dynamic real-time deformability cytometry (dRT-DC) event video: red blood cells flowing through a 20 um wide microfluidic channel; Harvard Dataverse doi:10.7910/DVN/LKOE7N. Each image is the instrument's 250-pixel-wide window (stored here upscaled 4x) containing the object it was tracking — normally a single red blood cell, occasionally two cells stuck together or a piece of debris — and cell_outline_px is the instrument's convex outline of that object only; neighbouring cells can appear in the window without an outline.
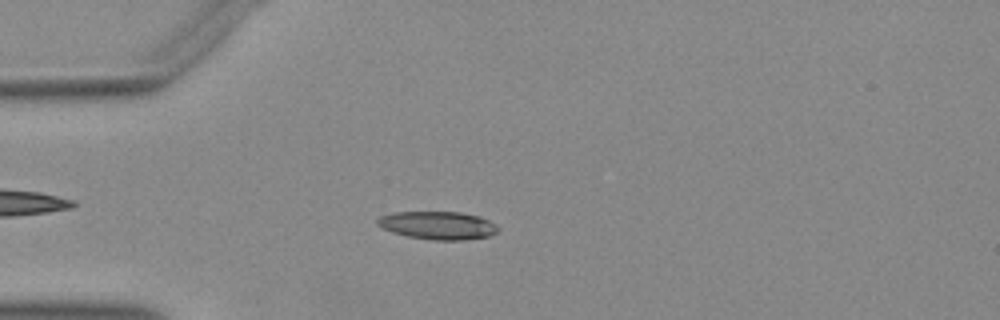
{"species": "Egyptian fruit bat (a non-hibernating species)", "species_latin": "Rousettus aegyptiacus", "temperature_condition": "warm", "stored_images_in_passage": 45, "camera_frame_rate_fps": 3000, "um_per_image_px": 0.085, "animal": {"sex": "female"}, "frame": {"image": 1, "passage_image": 7, "time_ms": 2.0, "image_size_px": [1000, 320], "cell_outline_px": [[500, 228], [496, 232], [488, 236], [464, 240], [432, 240], [408, 236], [392, 232], [376, 224], [376, 220], [380, 216], [392, 212], [460, 212], [480, 216], [496, 224]], "centroid_in_image_um": [37.22, 19.15], "position_along_channel_um": 47.8, "area_um2": 19.71}}
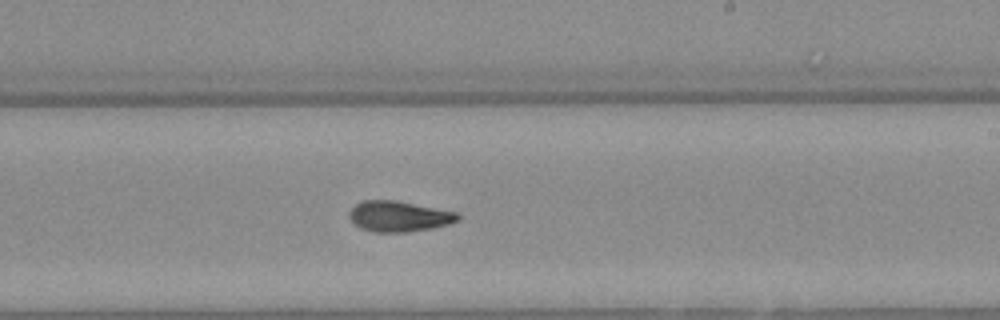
{"frame": {"image": 2, "passage_image": 24, "time_ms": 7.667, "image_size_px": [1000, 320], "cell_outline_px": [[460, 220], [448, 224], [432, 228], [408, 232], [372, 232], [360, 228], [352, 224], [348, 216], [348, 212], [356, 204], [364, 200], [396, 200], [456, 212], [460, 216]], "centroid_in_image_um": [33.86, 18.39], "position_along_channel_um": 255.1, "area_um2": 19.54}}
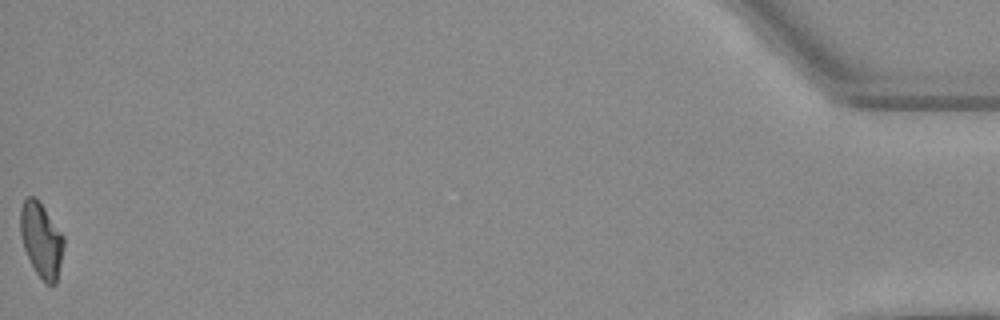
{"frame": {"image": 3, "passage_image": 45, "time_ms": 14.667, "image_size_px": [1000, 320], "cell_outline_px": [[64, 244], [56, 284], [44, 284], [36, 272], [24, 248], [20, 236], [20, 208], [24, 200], [28, 196], [36, 196], [64, 236]], "centroid_in_image_um": [3.5, 20.37], "position_along_channel_um": 431.7, "area_um2": 18.84}}